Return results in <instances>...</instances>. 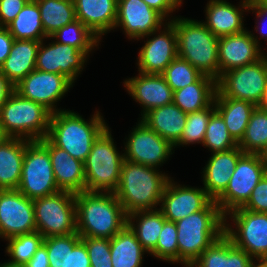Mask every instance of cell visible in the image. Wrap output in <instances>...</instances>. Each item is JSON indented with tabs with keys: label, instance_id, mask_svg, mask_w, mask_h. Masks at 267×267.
<instances>
[{
	"label": "cell",
	"instance_id": "cell-9",
	"mask_svg": "<svg viewBox=\"0 0 267 267\" xmlns=\"http://www.w3.org/2000/svg\"><path fill=\"white\" fill-rule=\"evenodd\" d=\"M36 231L44 238L77 233L75 194L59 191L33 200Z\"/></svg>",
	"mask_w": 267,
	"mask_h": 267
},
{
	"label": "cell",
	"instance_id": "cell-25",
	"mask_svg": "<svg viewBox=\"0 0 267 267\" xmlns=\"http://www.w3.org/2000/svg\"><path fill=\"white\" fill-rule=\"evenodd\" d=\"M76 19L80 20L101 41L114 30L118 0H73Z\"/></svg>",
	"mask_w": 267,
	"mask_h": 267
},
{
	"label": "cell",
	"instance_id": "cell-39",
	"mask_svg": "<svg viewBox=\"0 0 267 267\" xmlns=\"http://www.w3.org/2000/svg\"><path fill=\"white\" fill-rule=\"evenodd\" d=\"M43 240L44 237L38 231L7 238L5 253L11 258L7 263L25 265L43 244Z\"/></svg>",
	"mask_w": 267,
	"mask_h": 267
},
{
	"label": "cell",
	"instance_id": "cell-23",
	"mask_svg": "<svg viewBox=\"0 0 267 267\" xmlns=\"http://www.w3.org/2000/svg\"><path fill=\"white\" fill-rule=\"evenodd\" d=\"M243 154L238 146L228 151L212 153L202 171L203 188L212 200L215 201L225 191Z\"/></svg>",
	"mask_w": 267,
	"mask_h": 267
},
{
	"label": "cell",
	"instance_id": "cell-42",
	"mask_svg": "<svg viewBox=\"0 0 267 267\" xmlns=\"http://www.w3.org/2000/svg\"><path fill=\"white\" fill-rule=\"evenodd\" d=\"M161 75L174 92L193 84L203 74L188 61L177 57L165 68Z\"/></svg>",
	"mask_w": 267,
	"mask_h": 267
},
{
	"label": "cell",
	"instance_id": "cell-41",
	"mask_svg": "<svg viewBox=\"0 0 267 267\" xmlns=\"http://www.w3.org/2000/svg\"><path fill=\"white\" fill-rule=\"evenodd\" d=\"M216 111L214 102L207 108L188 113L185 128L180 137V140L174 145L177 146L190 145V144H203L205 132L211 115Z\"/></svg>",
	"mask_w": 267,
	"mask_h": 267
},
{
	"label": "cell",
	"instance_id": "cell-38",
	"mask_svg": "<svg viewBox=\"0 0 267 267\" xmlns=\"http://www.w3.org/2000/svg\"><path fill=\"white\" fill-rule=\"evenodd\" d=\"M47 38L55 39L54 41L60 44L70 45L79 51H92L100 45V39L78 19L60 28Z\"/></svg>",
	"mask_w": 267,
	"mask_h": 267
},
{
	"label": "cell",
	"instance_id": "cell-37",
	"mask_svg": "<svg viewBox=\"0 0 267 267\" xmlns=\"http://www.w3.org/2000/svg\"><path fill=\"white\" fill-rule=\"evenodd\" d=\"M238 147L251 154L263 155L267 150V110L255 107Z\"/></svg>",
	"mask_w": 267,
	"mask_h": 267
},
{
	"label": "cell",
	"instance_id": "cell-28",
	"mask_svg": "<svg viewBox=\"0 0 267 267\" xmlns=\"http://www.w3.org/2000/svg\"><path fill=\"white\" fill-rule=\"evenodd\" d=\"M188 113L173 102L151 109L140 120L173 146L180 140Z\"/></svg>",
	"mask_w": 267,
	"mask_h": 267
},
{
	"label": "cell",
	"instance_id": "cell-18",
	"mask_svg": "<svg viewBox=\"0 0 267 267\" xmlns=\"http://www.w3.org/2000/svg\"><path fill=\"white\" fill-rule=\"evenodd\" d=\"M211 201L203 187L180 185L170 177L158 209L167 221L176 222L203 210Z\"/></svg>",
	"mask_w": 267,
	"mask_h": 267
},
{
	"label": "cell",
	"instance_id": "cell-3",
	"mask_svg": "<svg viewBox=\"0 0 267 267\" xmlns=\"http://www.w3.org/2000/svg\"><path fill=\"white\" fill-rule=\"evenodd\" d=\"M177 226L178 263L190 267L223 234L225 215L212 200L203 210L175 222Z\"/></svg>",
	"mask_w": 267,
	"mask_h": 267
},
{
	"label": "cell",
	"instance_id": "cell-48",
	"mask_svg": "<svg viewBox=\"0 0 267 267\" xmlns=\"http://www.w3.org/2000/svg\"><path fill=\"white\" fill-rule=\"evenodd\" d=\"M149 7L159 12L166 20L170 21V15L179 6H182L183 0H143ZM170 14V15H169ZM169 17V18H168Z\"/></svg>",
	"mask_w": 267,
	"mask_h": 267
},
{
	"label": "cell",
	"instance_id": "cell-53",
	"mask_svg": "<svg viewBox=\"0 0 267 267\" xmlns=\"http://www.w3.org/2000/svg\"><path fill=\"white\" fill-rule=\"evenodd\" d=\"M9 138H10V136L5 132L2 124L0 123V144L5 142Z\"/></svg>",
	"mask_w": 267,
	"mask_h": 267
},
{
	"label": "cell",
	"instance_id": "cell-2",
	"mask_svg": "<svg viewBox=\"0 0 267 267\" xmlns=\"http://www.w3.org/2000/svg\"><path fill=\"white\" fill-rule=\"evenodd\" d=\"M169 179L168 174L155 167L124 159L119 185L114 194L127 215L137 211L156 210Z\"/></svg>",
	"mask_w": 267,
	"mask_h": 267
},
{
	"label": "cell",
	"instance_id": "cell-5",
	"mask_svg": "<svg viewBox=\"0 0 267 267\" xmlns=\"http://www.w3.org/2000/svg\"><path fill=\"white\" fill-rule=\"evenodd\" d=\"M177 35L178 57L188 61L201 74L219 79L218 41L202 21L173 17Z\"/></svg>",
	"mask_w": 267,
	"mask_h": 267
},
{
	"label": "cell",
	"instance_id": "cell-30",
	"mask_svg": "<svg viewBox=\"0 0 267 267\" xmlns=\"http://www.w3.org/2000/svg\"><path fill=\"white\" fill-rule=\"evenodd\" d=\"M25 154V139L10 137L0 144V190H17Z\"/></svg>",
	"mask_w": 267,
	"mask_h": 267
},
{
	"label": "cell",
	"instance_id": "cell-52",
	"mask_svg": "<svg viewBox=\"0 0 267 267\" xmlns=\"http://www.w3.org/2000/svg\"><path fill=\"white\" fill-rule=\"evenodd\" d=\"M258 107L261 109L267 110V86H266V89L264 90L262 100L259 103Z\"/></svg>",
	"mask_w": 267,
	"mask_h": 267
},
{
	"label": "cell",
	"instance_id": "cell-6",
	"mask_svg": "<svg viewBox=\"0 0 267 267\" xmlns=\"http://www.w3.org/2000/svg\"><path fill=\"white\" fill-rule=\"evenodd\" d=\"M124 153L116 148L109 126L93 143L84 162L85 191L114 192L120 181Z\"/></svg>",
	"mask_w": 267,
	"mask_h": 267
},
{
	"label": "cell",
	"instance_id": "cell-8",
	"mask_svg": "<svg viewBox=\"0 0 267 267\" xmlns=\"http://www.w3.org/2000/svg\"><path fill=\"white\" fill-rule=\"evenodd\" d=\"M17 190L31 200L61 191L54 178L47 137L32 141L25 139L24 161Z\"/></svg>",
	"mask_w": 267,
	"mask_h": 267
},
{
	"label": "cell",
	"instance_id": "cell-49",
	"mask_svg": "<svg viewBox=\"0 0 267 267\" xmlns=\"http://www.w3.org/2000/svg\"><path fill=\"white\" fill-rule=\"evenodd\" d=\"M14 42L13 36L9 33L6 27L0 29V67L8 57Z\"/></svg>",
	"mask_w": 267,
	"mask_h": 267
},
{
	"label": "cell",
	"instance_id": "cell-50",
	"mask_svg": "<svg viewBox=\"0 0 267 267\" xmlns=\"http://www.w3.org/2000/svg\"><path fill=\"white\" fill-rule=\"evenodd\" d=\"M23 267H50L46 246L41 244L36 253Z\"/></svg>",
	"mask_w": 267,
	"mask_h": 267
},
{
	"label": "cell",
	"instance_id": "cell-47",
	"mask_svg": "<svg viewBox=\"0 0 267 267\" xmlns=\"http://www.w3.org/2000/svg\"><path fill=\"white\" fill-rule=\"evenodd\" d=\"M250 11H252V13L255 12V15L257 17L256 24L258 23V25H256L254 30H256V32H259L257 34H260L259 37L261 39L267 40V3L264 0H249L248 12ZM258 19L261 21H259ZM259 25L261 27H259Z\"/></svg>",
	"mask_w": 267,
	"mask_h": 267
},
{
	"label": "cell",
	"instance_id": "cell-35",
	"mask_svg": "<svg viewBox=\"0 0 267 267\" xmlns=\"http://www.w3.org/2000/svg\"><path fill=\"white\" fill-rule=\"evenodd\" d=\"M6 28L16 40L42 41L47 39L41 22L40 10L34 0H30Z\"/></svg>",
	"mask_w": 267,
	"mask_h": 267
},
{
	"label": "cell",
	"instance_id": "cell-36",
	"mask_svg": "<svg viewBox=\"0 0 267 267\" xmlns=\"http://www.w3.org/2000/svg\"><path fill=\"white\" fill-rule=\"evenodd\" d=\"M34 1L38 4L42 26L47 37L76 20L73 0Z\"/></svg>",
	"mask_w": 267,
	"mask_h": 267
},
{
	"label": "cell",
	"instance_id": "cell-13",
	"mask_svg": "<svg viewBox=\"0 0 267 267\" xmlns=\"http://www.w3.org/2000/svg\"><path fill=\"white\" fill-rule=\"evenodd\" d=\"M125 142L124 159L159 169L172 155L174 146L140 119Z\"/></svg>",
	"mask_w": 267,
	"mask_h": 267
},
{
	"label": "cell",
	"instance_id": "cell-14",
	"mask_svg": "<svg viewBox=\"0 0 267 267\" xmlns=\"http://www.w3.org/2000/svg\"><path fill=\"white\" fill-rule=\"evenodd\" d=\"M152 37V38H149ZM144 45L138 53V71L144 74H161L165 68L178 57L177 35L173 24L165 22L162 27L139 40Z\"/></svg>",
	"mask_w": 267,
	"mask_h": 267
},
{
	"label": "cell",
	"instance_id": "cell-20",
	"mask_svg": "<svg viewBox=\"0 0 267 267\" xmlns=\"http://www.w3.org/2000/svg\"><path fill=\"white\" fill-rule=\"evenodd\" d=\"M167 20L143 0H118L115 28L122 27L126 37L138 40L163 27Z\"/></svg>",
	"mask_w": 267,
	"mask_h": 267
},
{
	"label": "cell",
	"instance_id": "cell-4",
	"mask_svg": "<svg viewBox=\"0 0 267 267\" xmlns=\"http://www.w3.org/2000/svg\"><path fill=\"white\" fill-rule=\"evenodd\" d=\"M107 127L108 124L97 110L86 121L78 112L63 109L51 113L47 138L56 147L84 163L93 143Z\"/></svg>",
	"mask_w": 267,
	"mask_h": 267
},
{
	"label": "cell",
	"instance_id": "cell-7",
	"mask_svg": "<svg viewBox=\"0 0 267 267\" xmlns=\"http://www.w3.org/2000/svg\"><path fill=\"white\" fill-rule=\"evenodd\" d=\"M51 112L14 91L0 109V123L10 137L41 140L47 137Z\"/></svg>",
	"mask_w": 267,
	"mask_h": 267
},
{
	"label": "cell",
	"instance_id": "cell-11",
	"mask_svg": "<svg viewBox=\"0 0 267 267\" xmlns=\"http://www.w3.org/2000/svg\"><path fill=\"white\" fill-rule=\"evenodd\" d=\"M266 173L267 165L261 154L244 153L239 158L225 191L215 200L221 212L226 215L231 210L242 207Z\"/></svg>",
	"mask_w": 267,
	"mask_h": 267
},
{
	"label": "cell",
	"instance_id": "cell-31",
	"mask_svg": "<svg viewBox=\"0 0 267 267\" xmlns=\"http://www.w3.org/2000/svg\"><path fill=\"white\" fill-rule=\"evenodd\" d=\"M214 106L225 121L229 134L238 143L244 135L256 105L249 101L224 97L217 90Z\"/></svg>",
	"mask_w": 267,
	"mask_h": 267
},
{
	"label": "cell",
	"instance_id": "cell-24",
	"mask_svg": "<svg viewBox=\"0 0 267 267\" xmlns=\"http://www.w3.org/2000/svg\"><path fill=\"white\" fill-rule=\"evenodd\" d=\"M50 267H91L85 244L78 233L45 237Z\"/></svg>",
	"mask_w": 267,
	"mask_h": 267
},
{
	"label": "cell",
	"instance_id": "cell-12",
	"mask_svg": "<svg viewBox=\"0 0 267 267\" xmlns=\"http://www.w3.org/2000/svg\"><path fill=\"white\" fill-rule=\"evenodd\" d=\"M267 86V53L243 67L223 73L217 80V90L227 98L249 101L256 106L262 100Z\"/></svg>",
	"mask_w": 267,
	"mask_h": 267
},
{
	"label": "cell",
	"instance_id": "cell-15",
	"mask_svg": "<svg viewBox=\"0 0 267 267\" xmlns=\"http://www.w3.org/2000/svg\"><path fill=\"white\" fill-rule=\"evenodd\" d=\"M73 87V83L62 74L33 70L17 85L15 91L25 99L42 104L51 113L62 111L57 102Z\"/></svg>",
	"mask_w": 267,
	"mask_h": 267
},
{
	"label": "cell",
	"instance_id": "cell-34",
	"mask_svg": "<svg viewBox=\"0 0 267 267\" xmlns=\"http://www.w3.org/2000/svg\"><path fill=\"white\" fill-rule=\"evenodd\" d=\"M165 221L159 209L137 211L127 215V226L148 254L156 247Z\"/></svg>",
	"mask_w": 267,
	"mask_h": 267
},
{
	"label": "cell",
	"instance_id": "cell-19",
	"mask_svg": "<svg viewBox=\"0 0 267 267\" xmlns=\"http://www.w3.org/2000/svg\"><path fill=\"white\" fill-rule=\"evenodd\" d=\"M260 38L249 30L219 37L218 59L219 78L234 68L252 64L261 59L266 53L261 50Z\"/></svg>",
	"mask_w": 267,
	"mask_h": 267
},
{
	"label": "cell",
	"instance_id": "cell-43",
	"mask_svg": "<svg viewBox=\"0 0 267 267\" xmlns=\"http://www.w3.org/2000/svg\"><path fill=\"white\" fill-rule=\"evenodd\" d=\"M149 254L159 260L178 264L177 226L175 222L167 220L164 222L156 247Z\"/></svg>",
	"mask_w": 267,
	"mask_h": 267
},
{
	"label": "cell",
	"instance_id": "cell-51",
	"mask_svg": "<svg viewBox=\"0 0 267 267\" xmlns=\"http://www.w3.org/2000/svg\"><path fill=\"white\" fill-rule=\"evenodd\" d=\"M14 91V85L0 72V109Z\"/></svg>",
	"mask_w": 267,
	"mask_h": 267
},
{
	"label": "cell",
	"instance_id": "cell-55",
	"mask_svg": "<svg viewBox=\"0 0 267 267\" xmlns=\"http://www.w3.org/2000/svg\"><path fill=\"white\" fill-rule=\"evenodd\" d=\"M0 267H23V266L12 265V264H8L7 262H4L3 264L0 263Z\"/></svg>",
	"mask_w": 267,
	"mask_h": 267
},
{
	"label": "cell",
	"instance_id": "cell-26",
	"mask_svg": "<svg viewBox=\"0 0 267 267\" xmlns=\"http://www.w3.org/2000/svg\"><path fill=\"white\" fill-rule=\"evenodd\" d=\"M48 151L58 188L74 194L85 191L84 163L56 147L49 139Z\"/></svg>",
	"mask_w": 267,
	"mask_h": 267
},
{
	"label": "cell",
	"instance_id": "cell-32",
	"mask_svg": "<svg viewBox=\"0 0 267 267\" xmlns=\"http://www.w3.org/2000/svg\"><path fill=\"white\" fill-rule=\"evenodd\" d=\"M217 81L207 75H202L193 84L174 91L173 103L183 112L191 113L209 107L215 98Z\"/></svg>",
	"mask_w": 267,
	"mask_h": 267
},
{
	"label": "cell",
	"instance_id": "cell-16",
	"mask_svg": "<svg viewBox=\"0 0 267 267\" xmlns=\"http://www.w3.org/2000/svg\"><path fill=\"white\" fill-rule=\"evenodd\" d=\"M44 41L40 42L37 51L35 69L62 74L74 84L92 52L79 51L70 45L60 44L56 41L45 45Z\"/></svg>",
	"mask_w": 267,
	"mask_h": 267
},
{
	"label": "cell",
	"instance_id": "cell-46",
	"mask_svg": "<svg viewBox=\"0 0 267 267\" xmlns=\"http://www.w3.org/2000/svg\"><path fill=\"white\" fill-rule=\"evenodd\" d=\"M30 0H0V23L6 27Z\"/></svg>",
	"mask_w": 267,
	"mask_h": 267
},
{
	"label": "cell",
	"instance_id": "cell-44",
	"mask_svg": "<svg viewBox=\"0 0 267 267\" xmlns=\"http://www.w3.org/2000/svg\"><path fill=\"white\" fill-rule=\"evenodd\" d=\"M90 259L91 267H112L110 239L81 237Z\"/></svg>",
	"mask_w": 267,
	"mask_h": 267
},
{
	"label": "cell",
	"instance_id": "cell-40",
	"mask_svg": "<svg viewBox=\"0 0 267 267\" xmlns=\"http://www.w3.org/2000/svg\"><path fill=\"white\" fill-rule=\"evenodd\" d=\"M212 153L228 151L238 146L227 130L225 121L221 115L215 111L208 122L203 144Z\"/></svg>",
	"mask_w": 267,
	"mask_h": 267
},
{
	"label": "cell",
	"instance_id": "cell-56",
	"mask_svg": "<svg viewBox=\"0 0 267 267\" xmlns=\"http://www.w3.org/2000/svg\"><path fill=\"white\" fill-rule=\"evenodd\" d=\"M263 159H264V162L266 163L267 165V150L263 153Z\"/></svg>",
	"mask_w": 267,
	"mask_h": 267
},
{
	"label": "cell",
	"instance_id": "cell-54",
	"mask_svg": "<svg viewBox=\"0 0 267 267\" xmlns=\"http://www.w3.org/2000/svg\"><path fill=\"white\" fill-rule=\"evenodd\" d=\"M255 261L257 262L254 263L253 267H267V258H261Z\"/></svg>",
	"mask_w": 267,
	"mask_h": 267
},
{
	"label": "cell",
	"instance_id": "cell-27",
	"mask_svg": "<svg viewBox=\"0 0 267 267\" xmlns=\"http://www.w3.org/2000/svg\"><path fill=\"white\" fill-rule=\"evenodd\" d=\"M255 260L223 234L190 267H253Z\"/></svg>",
	"mask_w": 267,
	"mask_h": 267
},
{
	"label": "cell",
	"instance_id": "cell-45",
	"mask_svg": "<svg viewBox=\"0 0 267 267\" xmlns=\"http://www.w3.org/2000/svg\"><path fill=\"white\" fill-rule=\"evenodd\" d=\"M241 208L252 212L267 213V173L253 189L250 198Z\"/></svg>",
	"mask_w": 267,
	"mask_h": 267
},
{
	"label": "cell",
	"instance_id": "cell-22",
	"mask_svg": "<svg viewBox=\"0 0 267 267\" xmlns=\"http://www.w3.org/2000/svg\"><path fill=\"white\" fill-rule=\"evenodd\" d=\"M235 6L226 0H209L205 7V26L217 37L232 35L246 30L244 13L248 12L249 0H241Z\"/></svg>",
	"mask_w": 267,
	"mask_h": 267
},
{
	"label": "cell",
	"instance_id": "cell-17",
	"mask_svg": "<svg viewBox=\"0 0 267 267\" xmlns=\"http://www.w3.org/2000/svg\"><path fill=\"white\" fill-rule=\"evenodd\" d=\"M36 231L33 200L18 190H0V234L3 240Z\"/></svg>",
	"mask_w": 267,
	"mask_h": 267
},
{
	"label": "cell",
	"instance_id": "cell-10",
	"mask_svg": "<svg viewBox=\"0 0 267 267\" xmlns=\"http://www.w3.org/2000/svg\"><path fill=\"white\" fill-rule=\"evenodd\" d=\"M228 218L234 222L233 226L227 223ZM224 234L254 260L267 258V213L241 207L231 210L225 215Z\"/></svg>",
	"mask_w": 267,
	"mask_h": 267
},
{
	"label": "cell",
	"instance_id": "cell-33",
	"mask_svg": "<svg viewBox=\"0 0 267 267\" xmlns=\"http://www.w3.org/2000/svg\"><path fill=\"white\" fill-rule=\"evenodd\" d=\"M112 267H141L148 253L126 225L110 239Z\"/></svg>",
	"mask_w": 267,
	"mask_h": 267
},
{
	"label": "cell",
	"instance_id": "cell-1",
	"mask_svg": "<svg viewBox=\"0 0 267 267\" xmlns=\"http://www.w3.org/2000/svg\"><path fill=\"white\" fill-rule=\"evenodd\" d=\"M76 229L81 237L111 239L127 225V214L114 192L75 194Z\"/></svg>",
	"mask_w": 267,
	"mask_h": 267
},
{
	"label": "cell",
	"instance_id": "cell-29",
	"mask_svg": "<svg viewBox=\"0 0 267 267\" xmlns=\"http://www.w3.org/2000/svg\"><path fill=\"white\" fill-rule=\"evenodd\" d=\"M41 41L16 40L0 72L15 86L35 70L37 51Z\"/></svg>",
	"mask_w": 267,
	"mask_h": 267
},
{
	"label": "cell",
	"instance_id": "cell-21",
	"mask_svg": "<svg viewBox=\"0 0 267 267\" xmlns=\"http://www.w3.org/2000/svg\"><path fill=\"white\" fill-rule=\"evenodd\" d=\"M126 91L142 107L140 119L151 109L173 102V90L161 74H144L126 78L123 82Z\"/></svg>",
	"mask_w": 267,
	"mask_h": 267
}]
</instances>
